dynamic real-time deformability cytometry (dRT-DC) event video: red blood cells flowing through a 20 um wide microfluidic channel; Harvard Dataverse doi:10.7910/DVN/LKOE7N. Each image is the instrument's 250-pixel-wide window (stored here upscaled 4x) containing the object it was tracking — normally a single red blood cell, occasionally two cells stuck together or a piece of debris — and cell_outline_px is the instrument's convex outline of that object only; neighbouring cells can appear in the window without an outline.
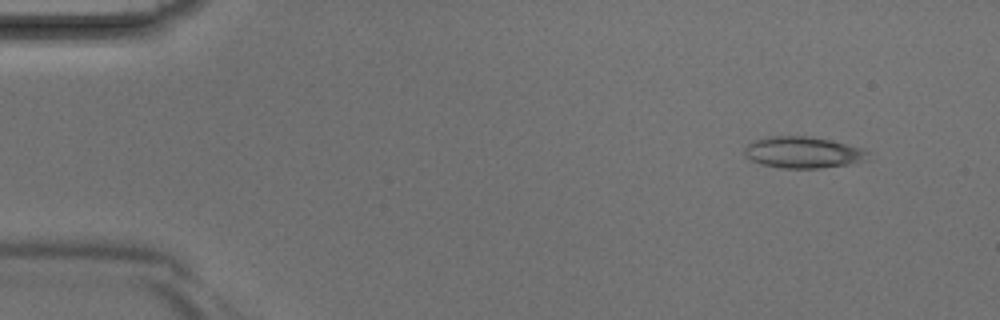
{"species": "Egyptian fruit bat (a non-hibernating species)", "species_latin": "Rousettus aegyptiacus", "temperature_condition": "room temperature", "stored_images_in_passage": 4, "camera_frame_rate_fps": 3000, "um_per_image_px": 0.085, "animal": {"sex": "male"}, "frame": {"image": 1, "passage_image": 1, "time_ms": 0.0, "image_size_px": [1000, 320], "cell_outline_px": [[868, 160], [848, 164], [820, 168], [784, 168], [760, 164], [744, 156], [744, 148], [752, 140], [768, 136], [812, 136], [832, 140], [860, 148], [868, 152]], "centroid_in_image_um": [68.22, 12.94], "position_along_channel_um": 16.8, "area_um2": 22.72}}
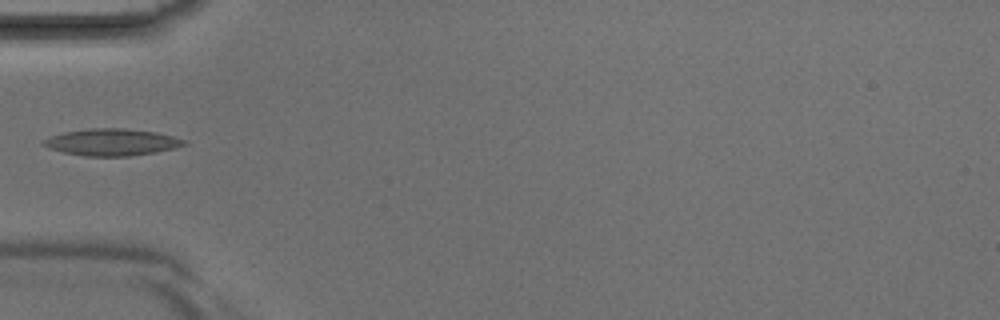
{"frame": {"image": 2, "passage_image": 4, "time_ms": 1.0, "image_size_px": [1000, 320], "cell_outline_px": [[188, 144], [156, 152], [128, 156], [84, 156], [64, 152], [48, 148], [40, 144], [40, 140], [64, 132], [88, 128], [124, 128], [156, 132], [172, 136], [184, 140]], "centroid_in_image_um": [9.45, 12.08], "position_along_channel_um": 75.6, "area_um2": 21.96}}